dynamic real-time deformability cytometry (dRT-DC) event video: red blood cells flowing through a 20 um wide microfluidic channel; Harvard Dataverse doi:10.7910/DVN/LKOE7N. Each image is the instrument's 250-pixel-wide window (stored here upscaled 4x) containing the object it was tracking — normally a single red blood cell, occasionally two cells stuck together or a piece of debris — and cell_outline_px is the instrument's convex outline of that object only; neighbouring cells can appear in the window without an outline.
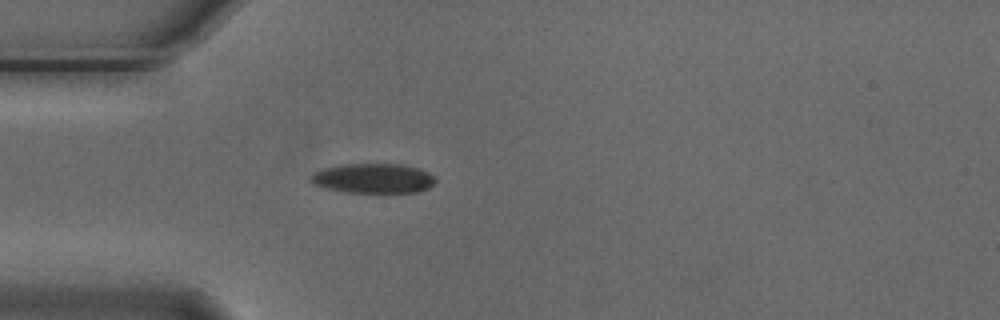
{"species": "Egyptian fruit bat (a non-hibernating species)", "species_latin": "Rousettus aegyptiacus", "temperature_condition": "cold", "stored_images_in_passage": 3, "camera_frame_rate_fps": 3000, "um_per_image_px": 0.085, "animal": {"sex": "male"}, "frame": {"image": 1, "passage_image": 3, "time_ms": 0.667, "image_size_px": [1000, 320], "cell_outline_px": [[436, 180], [428, 188], [416, 192], [344, 192], [328, 188], [316, 184], [308, 180], [308, 176], [324, 168], [344, 164], [400, 164], [416, 168], [428, 172]], "centroid_in_image_um": [31.7, 15.15], "position_along_channel_um": 53.3, "area_um2": 21.27}}